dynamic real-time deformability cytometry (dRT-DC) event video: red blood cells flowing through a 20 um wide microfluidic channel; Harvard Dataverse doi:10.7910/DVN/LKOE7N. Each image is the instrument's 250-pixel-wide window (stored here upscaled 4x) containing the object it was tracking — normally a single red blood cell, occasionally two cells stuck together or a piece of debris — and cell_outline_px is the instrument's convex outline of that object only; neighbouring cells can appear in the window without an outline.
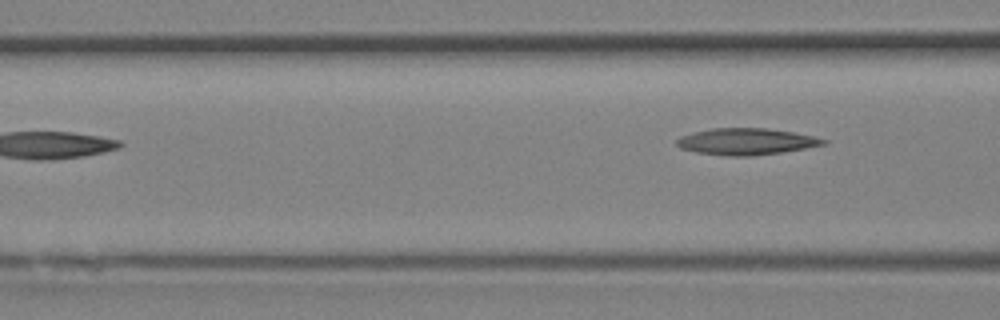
{"species": "Egyptian fruit bat (a non-hibernating species)", "species_latin": "Rousettus aegyptiacus", "temperature_condition": "room temperature", "stored_images_in_passage": 6, "segment_of_instrument_passage": [2, 2], "camera_frame_rate_fps": 3000, "um_per_image_px": 0.085, "animal": {"sex": "female"}, "frame": {"image": 1, "passage_image": 6, "time_ms": 1.667, "image_size_px": [1000, 320], "cell_outline_px": [[828, 144], [780, 152], [752, 156], [728, 156], [696, 152], [680, 148], [676, 144], [676, 140], [680, 136], [692, 132], [712, 128], [764, 128], [792, 132], [812, 136], [828, 140]], "centroid_in_image_um": [63.39, 12.03], "position_along_channel_um": 103.2, "area_um2": 22.6}}